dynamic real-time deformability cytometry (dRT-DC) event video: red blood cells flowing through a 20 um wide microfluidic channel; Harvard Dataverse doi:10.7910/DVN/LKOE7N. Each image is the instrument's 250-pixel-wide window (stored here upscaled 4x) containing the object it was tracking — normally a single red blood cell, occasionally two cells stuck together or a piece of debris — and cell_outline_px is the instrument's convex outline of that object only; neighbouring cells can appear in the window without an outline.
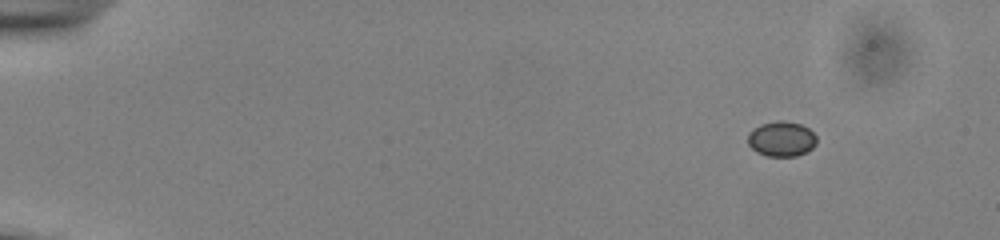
{"species": "common noctule bat (a hibernating species)", "species_latin": "Nyctalus noctula", "temperature_condition": "cold", "stored_images_in_passage": 54, "camera_frame_rate_fps": 3000, "um_per_image_px": 0.085, "animal": {"sex": "male", "body_mass_g": 13.0, "forearm_length_mm": 53.1}, "frame": {"image": 1, "passage_image": 6, "time_ms": 1.667, "image_size_px": [1000, 240], "cell_outline_px": [[816, 144], [808, 152], [796, 156], [768, 156], [756, 152], [748, 144], [748, 132], [760, 124], [776, 120], [784, 120], [800, 124], [808, 128], [816, 136]], "centroid_in_image_um": [66.42, 11.8], "position_along_channel_um": 18.6, "area_um2": 14.22}}
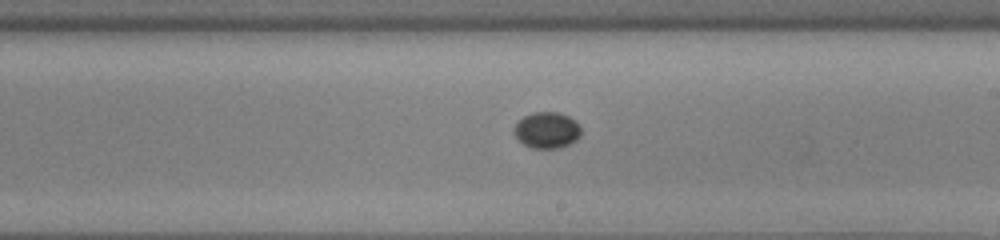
{"frame": {"image": 2, "passage_image": 33, "time_ms": 10.667, "image_size_px": [1000, 240], "cell_outline_px": [[580, 136], [576, 140], [560, 148], [532, 148], [516, 140], [512, 132], [516, 124], [524, 116], [532, 112], [560, 112], [576, 120], [580, 124]], "centroid_in_image_um": [46.47, 11.06], "position_along_channel_um": 242.5, "area_um2": 14.33}}
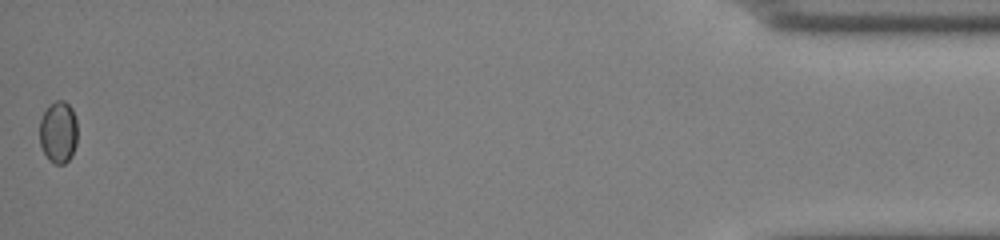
{"frame": {"image": 3, "passage_image": 54, "time_ms": 17.667, "image_size_px": [1000, 240], "cell_outline_px": [[76, 144], [72, 156], [64, 164], [56, 164], [48, 160], [40, 144], [40, 120], [48, 104], [56, 100], [64, 100], [72, 108], [76, 120]], "centroid_in_image_um": [4.95, 11.22], "position_along_channel_um": 430.2, "area_um2": 13.76}}